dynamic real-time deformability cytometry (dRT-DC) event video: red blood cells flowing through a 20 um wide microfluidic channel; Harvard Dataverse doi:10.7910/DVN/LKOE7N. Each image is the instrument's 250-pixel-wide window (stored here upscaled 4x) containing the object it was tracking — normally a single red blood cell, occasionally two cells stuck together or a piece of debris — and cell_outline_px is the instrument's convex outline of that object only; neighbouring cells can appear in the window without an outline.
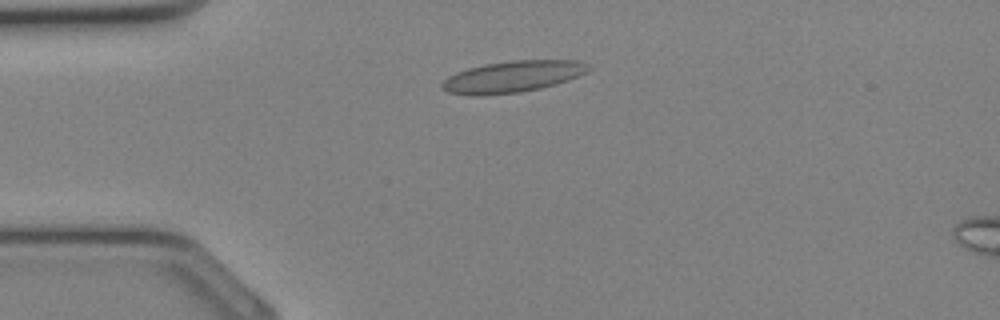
{"species": "Egyptian fruit bat (a non-hibernating species)", "species_latin": "Rousettus aegyptiacus", "temperature_condition": "cold", "stored_images_in_passage": 27, "camera_frame_rate_fps": 3000, "um_per_image_px": 0.085, "animal": {"sex": "female"}, "frame": {"image": 1, "passage_image": 1, "time_ms": 0.0, "image_size_px": [1000, 320], "cell_outline_px": [[592, 68], [588, 72], [568, 80], [556, 84], [540, 88], [520, 92], [476, 96], [472, 96], [448, 92], [440, 88], [440, 84], [448, 76], [456, 72], [468, 68], [484, 64], [512, 60], [580, 60]], "centroid_in_image_um": [43.56, 6.51], "position_along_channel_um": 41.4, "area_um2": 27.05}}
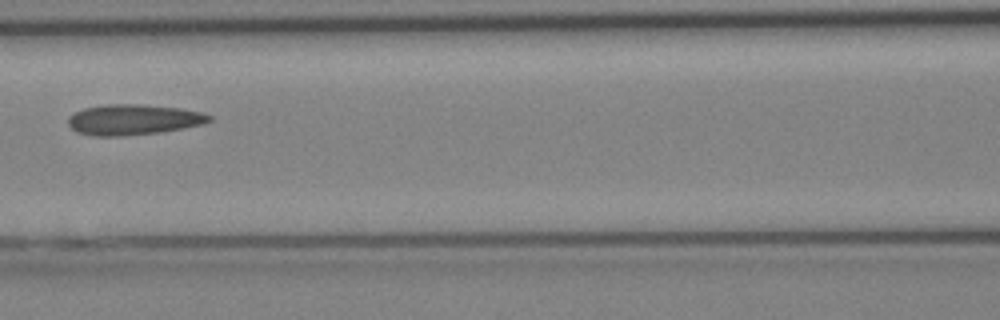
{"frame": {"image": 2, "passage_image": 8, "time_ms": 2.333, "image_size_px": [1000, 320], "cell_outline_px": [[212, 120], [204, 124], [160, 132], [120, 136], [96, 136], [76, 132], [68, 124], [68, 116], [84, 108], [108, 104], [140, 104], [180, 108], [200, 112], [212, 116]], "centroid_in_image_um": [11.33, 10.17], "position_along_channel_um": 155.3, "area_um2": 25.03}}
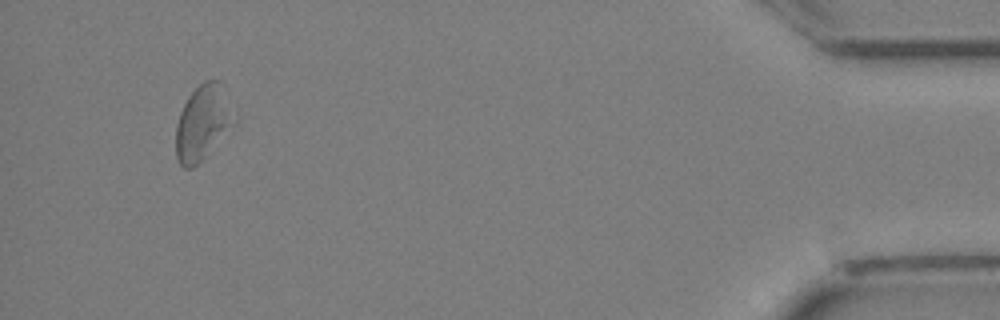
{"frame": {"image": 3, "passage_image": 25, "time_ms": 8.0, "image_size_px": [1000, 320], "cell_outline_px": [[228, 124], [204, 156], [192, 168], [184, 168], [176, 160], [176, 124], [180, 112], [188, 96], [204, 80], [220, 80], [224, 84]], "centroid_in_image_um": [17.06, 10.4], "position_along_channel_um": 418.1, "area_um2": 23.29}}